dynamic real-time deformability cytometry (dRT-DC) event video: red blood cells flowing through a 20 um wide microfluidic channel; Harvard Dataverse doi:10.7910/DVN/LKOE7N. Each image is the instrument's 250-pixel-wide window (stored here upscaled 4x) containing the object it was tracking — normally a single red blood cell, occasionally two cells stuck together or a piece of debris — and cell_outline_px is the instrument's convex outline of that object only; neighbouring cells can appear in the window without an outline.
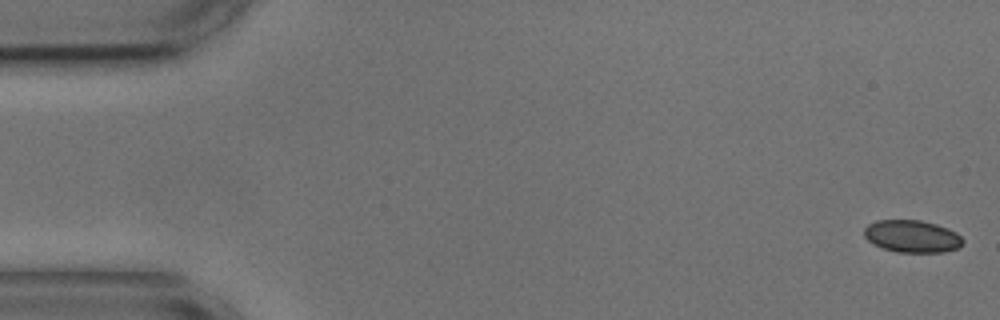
{"species": "common noctule bat (a hibernating species)", "species_latin": "Nyctalus noctula", "temperature_condition": "cold", "stored_images_in_passage": 55, "camera_frame_rate_fps": 3000, "um_per_image_px": 0.085, "animal": {"sex": "male", "body_mass_g": 17.9, "forearm_length_mm": 54.2}, "frame": {"image": 1, "passage_image": 1, "time_ms": 0.0, "image_size_px": [1000, 320], "cell_outline_px": [[964, 244], [960, 248], [944, 252], [900, 252], [884, 248], [872, 244], [864, 236], [864, 228], [868, 224], [876, 220], [920, 220], [936, 224], [948, 228], [956, 232], [964, 240]], "centroid_in_image_um": [77.55, 20.08], "position_along_channel_um": 7.5, "area_um2": 18.73}}
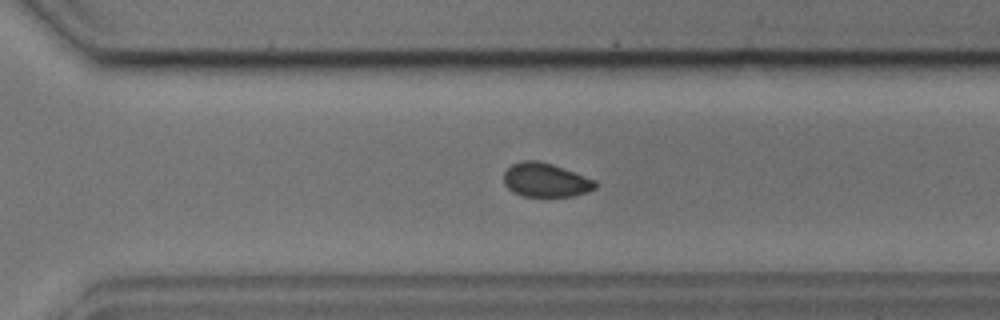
{"frame": {"image": 2, "passage_image": 38, "time_ms": 12.333, "image_size_px": [1000, 320], "cell_outline_px": [[596, 188], [588, 192], [576, 196], [520, 196], [512, 192], [504, 184], [504, 172], [512, 164], [520, 160], [536, 160], [552, 164], [596, 180]], "centroid_in_image_um": [46.37, 15.31], "position_along_channel_um": 324.2, "area_um2": 18.21}}
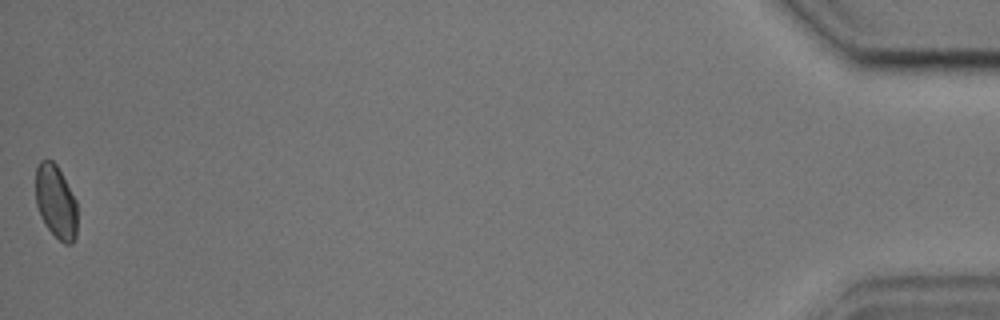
{"frame": {"image": 3, "passage_image": 55, "time_ms": 18.0, "image_size_px": [1000, 320], "cell_outline_px": [[76, 236], [72, 244], [64, 244], [44, 224], [40, 216], [36, 204], [36, 168], [40, 160], [52, 160], [56, 164], [76, 200]], "centroid_in_image_um": [4.74, 17.16], "position_along_channel_um": 430.5, "area_um2": 17.69}, "authors_computed_cell_mechanics": {"area_um2": 18.8428, "velocity_mm_per_s": 3.5969, "shape_relaxation_time_tau1_ms": 4.362, "shape_relaxation_time_tau2_ms": 2.2628, "deformation_change_tau1": 0.0525, "deformation_change_tau2": 0.0436}}